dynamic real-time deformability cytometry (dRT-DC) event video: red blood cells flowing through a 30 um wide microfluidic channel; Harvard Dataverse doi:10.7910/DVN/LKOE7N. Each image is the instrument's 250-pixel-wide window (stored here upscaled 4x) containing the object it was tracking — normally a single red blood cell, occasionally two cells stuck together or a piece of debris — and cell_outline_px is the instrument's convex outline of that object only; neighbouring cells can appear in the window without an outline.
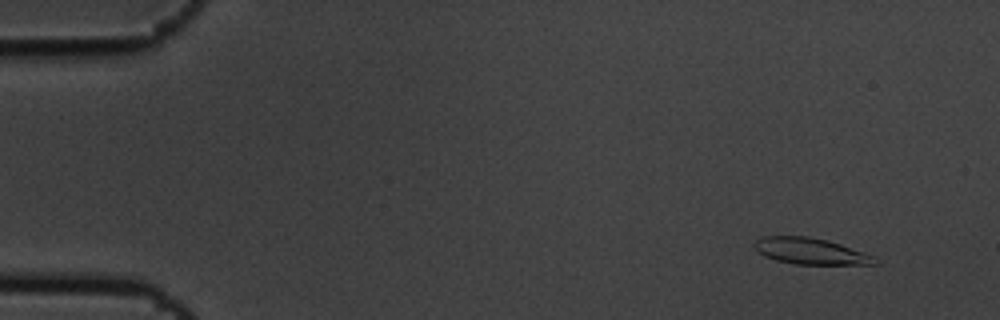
{"species": "common noctule bat (a hibernating species)", "species_latin": "Nyctalus noctula", "temperature_condition": "cold", "stored_images_in_passage": 5, "camera_frame_rate_fps": 3000, "um_per_image_px": 0.085, "animal": {"sex": "male", "body_mass_g": 19.5, "forearm_length_mm": 54.6}, "frame": {"image": 1, "passage_image": 1, "time_ms": 0.0, "image_size_px": [1000, 320], "cell_outline_px": [[880, 264], [796, 264], [776, 260], [764, 256], [752, 244], [760, 236], [808, 236], [828, 240], [876, 256], [880, 260]], "centroid_in_image_um": [68.93, 21.34], "position_along_channel_um": 16.1, "area_um2": 18.55}}